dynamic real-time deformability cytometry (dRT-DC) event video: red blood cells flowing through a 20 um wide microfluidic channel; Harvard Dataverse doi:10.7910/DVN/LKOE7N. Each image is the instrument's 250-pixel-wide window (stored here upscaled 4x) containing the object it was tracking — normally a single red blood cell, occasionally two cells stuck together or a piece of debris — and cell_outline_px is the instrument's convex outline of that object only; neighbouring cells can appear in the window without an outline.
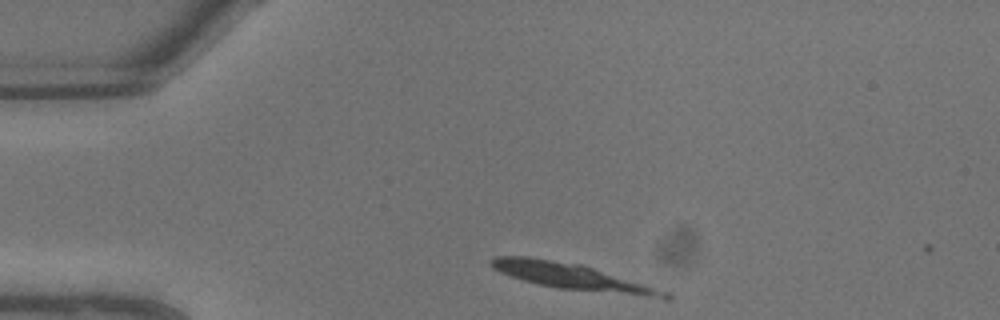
{"species": "common noctule bat (a hibernating species)", "species_latin": "Nyctalus noctula", "temperature_condition": "warm", "stored_images_in_passage": 2, "camera_frame_rate_fps": 3000, "um_per_image_px": 0.085, "animal": {"sex": "male", "body_mass_g": 13.3}, "frame": {"image": 1, "passage_image": 1, "time_ms": 0.0, "image_size_px": [1000, 320], "cell_outline_px": [[672, 296], [668, 300], [560, 288], [540, 284], [524, 280], [500, 272], [492, 268], [488, 264], [488, 260], [496, 256], [528, 256], [584, 264], [672, 292]], "centroid_in_image_um": [48.78, 23.52], "position_along_channel_um": 36.2, "area_um2": 27.05}}